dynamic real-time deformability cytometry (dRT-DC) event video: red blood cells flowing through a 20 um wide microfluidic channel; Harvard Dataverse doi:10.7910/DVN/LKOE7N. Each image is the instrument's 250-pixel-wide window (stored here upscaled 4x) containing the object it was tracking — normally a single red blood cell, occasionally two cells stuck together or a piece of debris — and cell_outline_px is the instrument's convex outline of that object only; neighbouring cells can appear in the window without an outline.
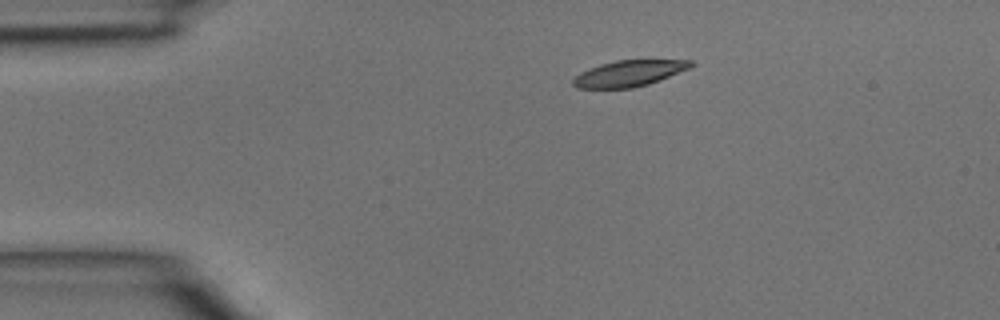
{"species": "common noctule bat (a hibernating species)", "species_latin": "Nyctalus noctula", "temperature_condition": "room temperature", "stored_images_in_passage": 3, "camera_frame_rate_fps": 3000, "um_per_image_px": 0.085, "animal": {"sex": "male", "body_mass_g": 15.6}, "frame": {"image": 1, "passage_image": 2, "time_ms": 0.333, "image_size_px": [1000, 320], "cell_outline_px": [[696, 64], [692, 68], [660, 80], [648, 84], [632, 88], [576, 88], [572, 84], [572, 80], [580, 72], [588, 68], [600, 64], [616, 60], [692, 60]], "centroid_in_image_um": [53.5, 6.23], "position_along_channel_um": 31.5, "area_um2": 18.09}}